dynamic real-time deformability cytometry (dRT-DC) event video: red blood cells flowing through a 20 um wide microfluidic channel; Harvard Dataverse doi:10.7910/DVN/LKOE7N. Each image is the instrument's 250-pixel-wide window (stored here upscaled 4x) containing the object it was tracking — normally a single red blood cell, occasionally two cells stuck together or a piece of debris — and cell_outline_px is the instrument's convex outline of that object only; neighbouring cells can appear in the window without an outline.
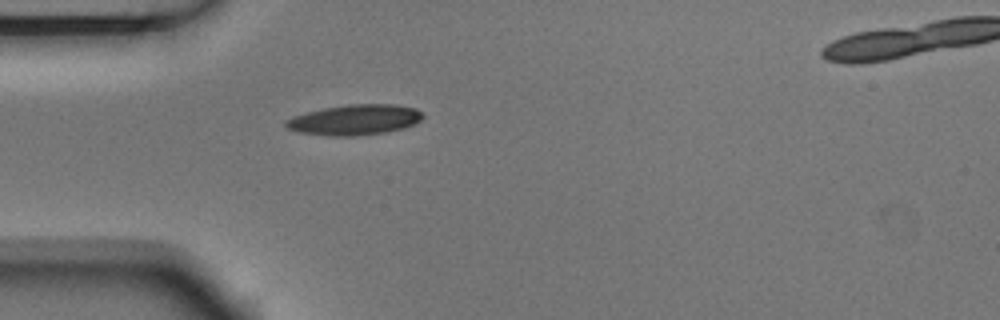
{"species": "Egyptian fruit bat (a non-hibernating species)", "species_latin": "Rousettus aegyptiacus", "temperature_condition": "room temperature", "stored_images_in_passage": 2, "camera_frame_rate_fps": 3000, "um_per_image_px": 0.085, "animal": {"sex": "male"}, "frame": {"image": 1, "passage_image": 1, "time_ms": 0.0, "image_size_px": [1000, 320], "cell_outline_px": [[424, 116], [420, 120], [404, 128], [384, 132], [356, 136], [328, 136], [296, 132], [288, 128], [284, 124], [284, 120], [292, 116], [324, 108], [352, 104], [396, 104], [416, 108], [424, 112]], "centroid_in_image_um": [30.14, 10.18], "position_along_channel_um": 54.9, "area_um2": 24.39}}